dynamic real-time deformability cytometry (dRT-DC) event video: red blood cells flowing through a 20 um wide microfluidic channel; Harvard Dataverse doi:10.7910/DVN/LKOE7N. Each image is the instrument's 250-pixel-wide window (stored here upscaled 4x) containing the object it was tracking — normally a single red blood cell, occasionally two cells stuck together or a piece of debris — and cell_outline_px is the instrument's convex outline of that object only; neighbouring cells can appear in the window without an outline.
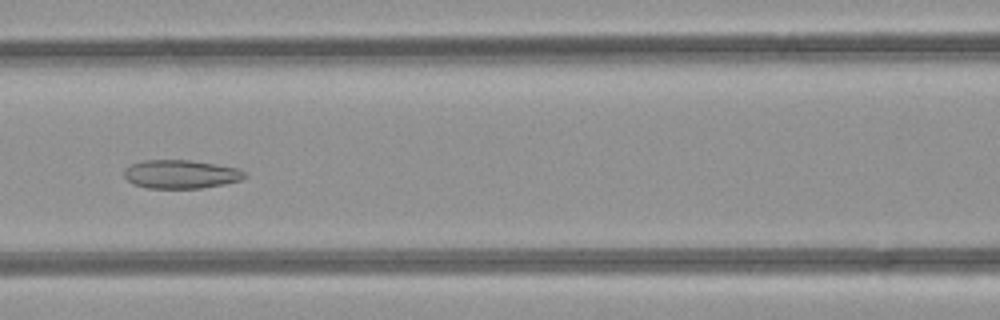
{"species": "common noctule bat (a hibernating species)", "species_latin": "Nyctalus noctula", "temperature_condition": "room temperature", "stored_images_in_passage": 49, "camera_frame_rate_fps": 3000, "um_per_image_px": 0.085, "animal": {"sex": "female", "body_mass_g": 21.9}, "frame": {"image": 1, "passage_image": 22, "time_ms": 7.0, "image_size_px": [1000, 320], "cell_outline_px": [[248, 176], [240, 180], [224, 184], [200, 188], [144, 188], [132, 184], [124, 176], [124, 168], [132, 164], [144, 160], [192, 160], [240, 168]], "centroid_in_image_um": [15.37, 14.8], "position_along_channel_um": 151.2, "area_um2": 20.23}}
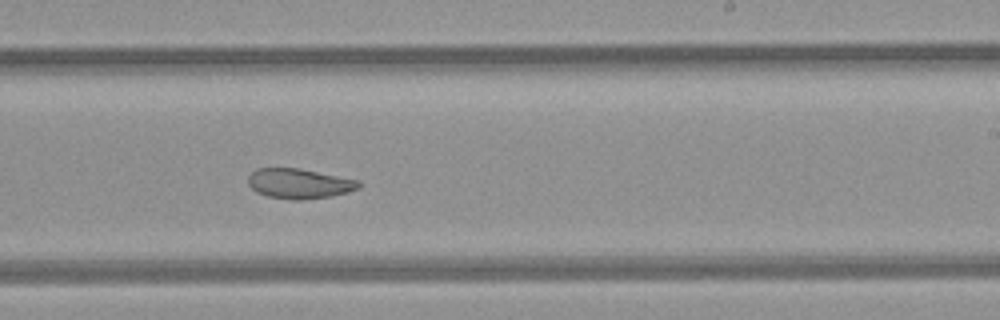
{"frame": {"image": 2, "passage_image": 30, "time_ms": 9.667, "image_size_px": [1000, 320], "cell_outline_px": [[360, 188], [348, 192], [332, 196], [304, 200], [292, 200], [268, 196], [256, 192], [248, 184], [248, 176], [256, 168], [300, 168], [360, 180]], "centroid_in_image_um": [25.45, 15.6], "position_along_channel_um": 263.6, "area_um2": 19.54}}
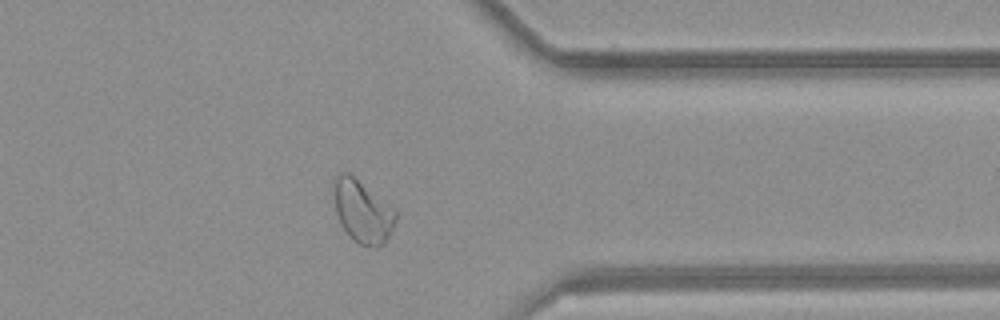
{"frame": {"image": 3, "passage_image": 39, "time_ms": 12.667, "image_size_px": [1000, 320], "cell_outline_px": [[396, 220], [392, 232], [384, 244], [376, 248], [360, 244], [352, 240], [348, 236], [336, 212], [332, 196], [332, 180], [340, 172], [348, 172], [396, 208]], "centroid_in_image_um": [30.81, 17.95], "position_along_channel_um": 380.6, "area_um2": 23.12}, "authors_computed_cell_mechanics": {"area_um2": 24.2182, "velocity_mm_per_s": 4.2291, "shape_relaxation_time_tau1_ms": null, "shape_relaxation_time_tau2_ms": 2.7235, "deformation_change_tau1": null, "deformation_change_tau2": 0.0896}}